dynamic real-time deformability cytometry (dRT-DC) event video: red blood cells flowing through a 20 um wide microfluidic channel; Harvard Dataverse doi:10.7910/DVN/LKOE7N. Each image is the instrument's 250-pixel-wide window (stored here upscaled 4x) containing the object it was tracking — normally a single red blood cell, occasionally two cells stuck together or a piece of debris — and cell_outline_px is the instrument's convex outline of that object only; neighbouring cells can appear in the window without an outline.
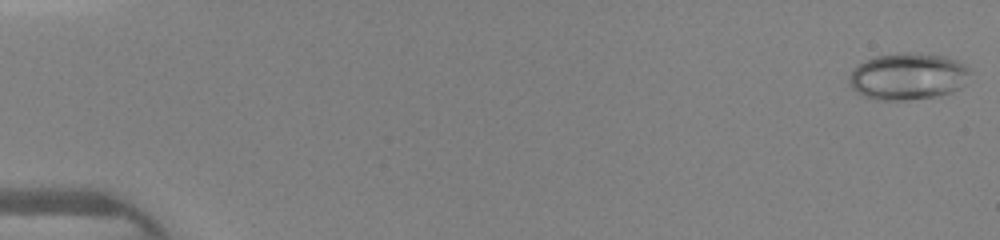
{"species": "human", "species_latin": "Homo sapiens", "temperature_condition": "warm", "stored_images_in_passage": 46, "camera_frame_rate_fps": 3000, "um_per_image_px": 0.085, "donor": {"sex": "female"}, "frame": {"image": 1, "passage_image": 1, "time_ms": 0.0, "image_size_px": [1000, 240], "cell_outline_px": [[972, 72], [964, 84], [960, 88], [952, 92], [940, 96], [908, 100], [876, 100], [864, 96], [856, 92], [848, 84], [848, 76], [852, 68], [876, 56], [904, 52], [908, 52], [944, 56], [956, 60], [964, 64]], "centroid_in_image_um": [77.17, 6.51], "position_along_channel_um": 7.8, "area_um2": 33.29}}
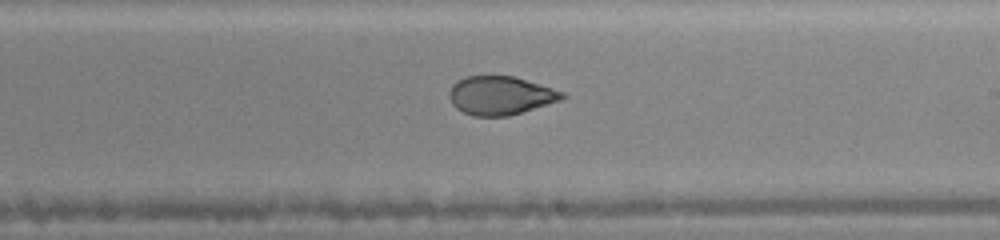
{"frame": {"image": 2, "passage_image": 28, "time_ms": 9.0, "image_size_px": [1000, 240], "cell_outline_px": [[568, 96], [560, 100], [508, 116], [472, 116], [456, 108], [452, 104], [448, 96], [448, 92], [452, 84], [456, 80], [464, 76], [512, 76], [540, 84], [564, 92]], "centroid_in_image_um": [42.49, 8.11], "position_along_channel_um": 246.5, "area_um2": 25.37}}
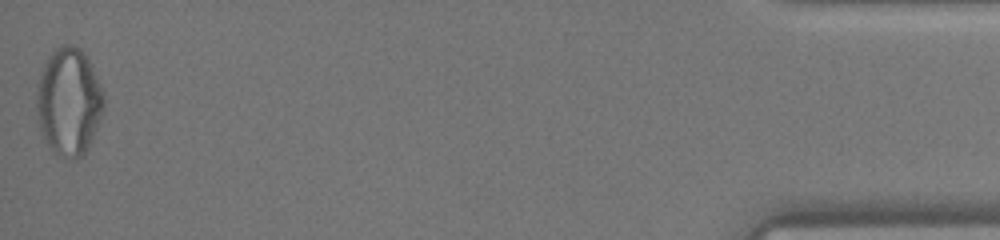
{"frame": {"image": 3, "passage_image": 46, "time_ms": 15.0, "image_size_px": [1000, 240], "cell_outline_px": [[104, 108], [100, 120], [88, 148], [84, 156], [72, 156], [52, 152], [40, 128], [36, 108], [36, 88], [40, 72], [48, 56], [60, 44], [72, 44], [80, 48], [88, 56], [104, 92]], "centroid_in_image_um": [5.86, 8.57], "position_along_channel_um": 429.3, "area_um2": 42.25}}